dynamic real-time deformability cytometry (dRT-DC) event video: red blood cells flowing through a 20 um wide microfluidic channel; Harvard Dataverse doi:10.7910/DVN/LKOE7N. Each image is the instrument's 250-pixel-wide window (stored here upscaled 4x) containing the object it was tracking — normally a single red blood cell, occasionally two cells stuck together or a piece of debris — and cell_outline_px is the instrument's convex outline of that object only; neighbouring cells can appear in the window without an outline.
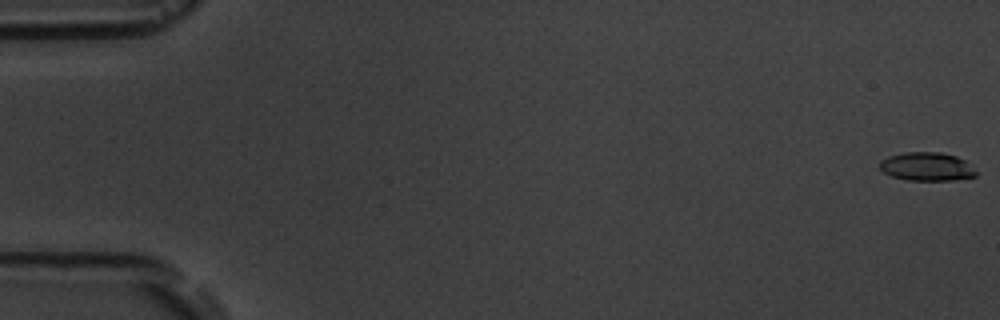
{"species": "common noctule bat (a hibernating species)", "species_latin": "Nyctalus noctula", "temperature_condition": "room temperature", "stored_images_in_passage": 5, "camera_frame_rate_fps": 3000, "um_per_image_px": 0.085, "animal": {"sex": "male", "body_mass_g": 19.5, "forearm_length_mm": 54.6}, "frame": {"image": 1, "passage_image": 1, "time_ms": 0.0, "image_size_px": [1000, 320], "cell_outline_px": [[976, 176], [952, 180], [908, 180], [892, 176], [884, 172], [880, 168], [880, 160], [888, 156], [904, 152], [940, 152], [956, 156], [968, 160], [972, 164], [976, 172]], "centroid_in_image_um": [78.81, 14.15], "position_along_channel_um": 6.2, "area_um2": 16.13}}
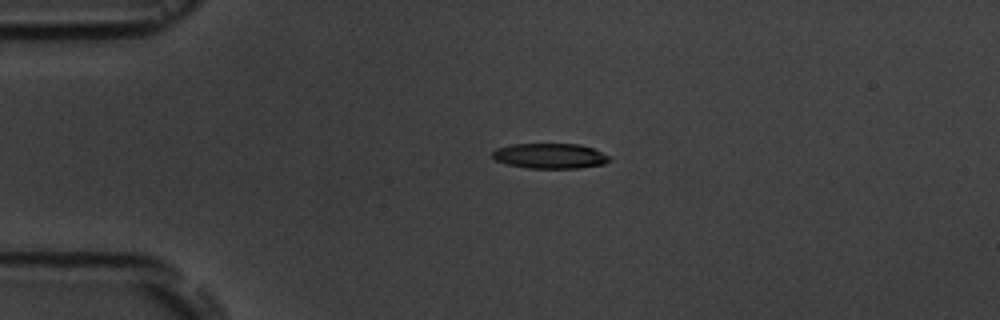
{"frame": {"image": 2, "passage_image": 4, "time_ms": 4.333, "image_size_px": [1000, 320], "cell_outline_px": [[612, 160], [604, 164], [576, 168], [528, 168], [508, 164], [496, 160], [492, 156], [492, 152], [496, 148], [512, 144], [580, 144], [592, 148], [608, 156]], "centroid_in_image_um": [46.74, 13.25], "position_along_channel_um": 38.3, "area_um2": 17.05}}